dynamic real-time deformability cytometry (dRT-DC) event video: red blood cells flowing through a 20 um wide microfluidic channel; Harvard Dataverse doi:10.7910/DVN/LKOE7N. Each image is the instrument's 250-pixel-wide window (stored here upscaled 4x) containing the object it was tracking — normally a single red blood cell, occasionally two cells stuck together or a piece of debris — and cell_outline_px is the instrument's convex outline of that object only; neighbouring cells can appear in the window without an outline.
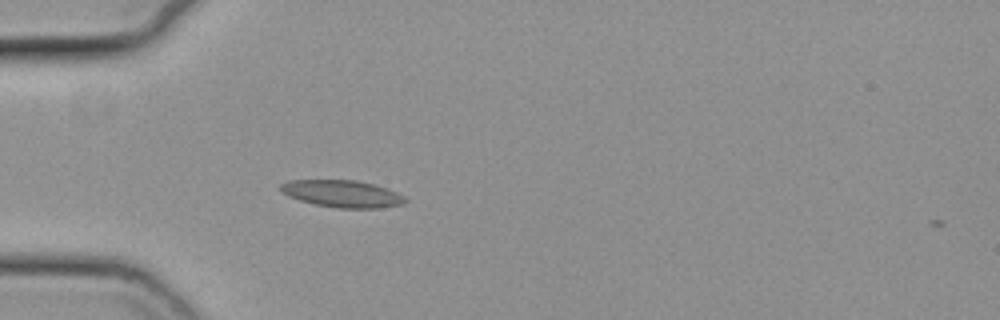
{"species": "common noctule bat (a hibernating species)", "species_latin": "Nyctalus noctula", "temperature_condition": "cold", "stored_images_in_passage": 2, "camera_frame_rate_fps": 3000, "um_per_image_px": 0.085, "animal": {"sex": "female", "body_mass_g": 19.3, "forearm_length_mm": 54.1}, "frame": {"image": 1, "passage_image": 1, "time_ms": 0.0, "image_size_px": [1000, 320], "cell_outline_px": [[408, 200], [404, 204], [380, 208], [336, 208], [316, 204], [300, 200], [288, 196], [280, 188], [280, 184], [288, 180], [356, 180], [388, 188], [404, 196]], "centroid_in_image_um": [29.12, 16.47], "position_along_channel_um": 55.9, "area_um2": 19.65}}